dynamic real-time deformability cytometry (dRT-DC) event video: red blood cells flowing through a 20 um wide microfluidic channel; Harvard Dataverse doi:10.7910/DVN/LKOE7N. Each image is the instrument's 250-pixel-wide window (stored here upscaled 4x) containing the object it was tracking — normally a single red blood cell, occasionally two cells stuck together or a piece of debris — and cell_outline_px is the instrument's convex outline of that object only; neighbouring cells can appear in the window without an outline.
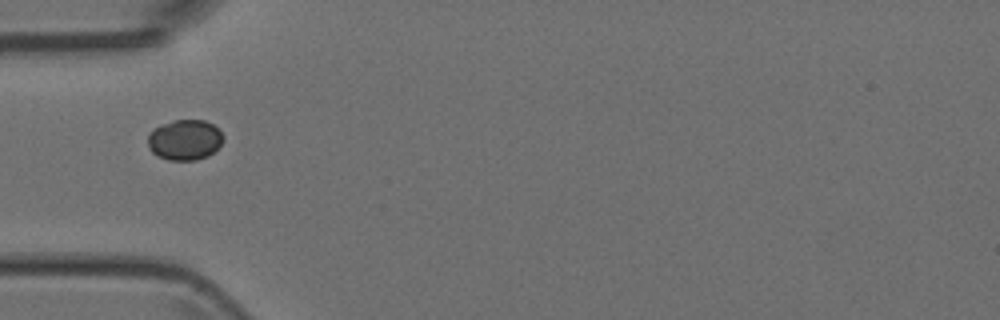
{"species": "Egyptian fruit bat (a non-hibernating species)", "species_latin": "Rousettus aegyptiacus", "temperature_condition": "room temperature", "stored_images_in_passage": 3, "camera_frame_rate_fps": 3000, "um_per_image_px": 0.085, "animal": {"sex": "female"}, "frame": {"image": 1, "passage_image": 1, "time_ms": 0.0, "image_size_px": [1000, 320], "cell_outline_px": [[224, 136], [220, 144], [208, 156], [196, 160], [168, 160], [156, 156], [148, 148], [148, 136], [156, 128], [172, 120], [204, 120], [220, 128]], "centroid_in_image_um": [15.72, 11.89], "position_along_channel_um": 69.3, "area_um2": 17.74}}
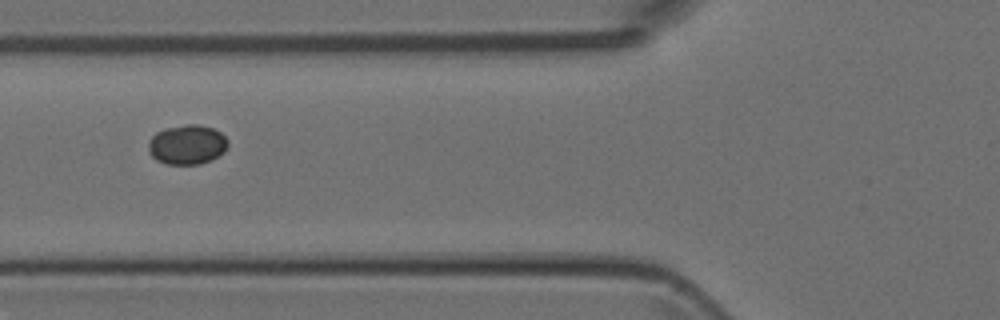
{"frame": {"image": 2, "passage_image": 2, "time_ms": 1.0, "image_size_px": [1000, 320], "cell_outline_px": [[228, 148], [224, 152], [212, 160], [200, 164], [168, 164], [156, 160], [148, 152], [148, 140], [156, 132], [164, 128], [184, 124], [196, 124], [212, 128], [220, 132], [228, 140]], "centroid_in_image_um": [15.9, 12.29], "position_along_channel_um": 109.9, "area_um2": 18.61}}
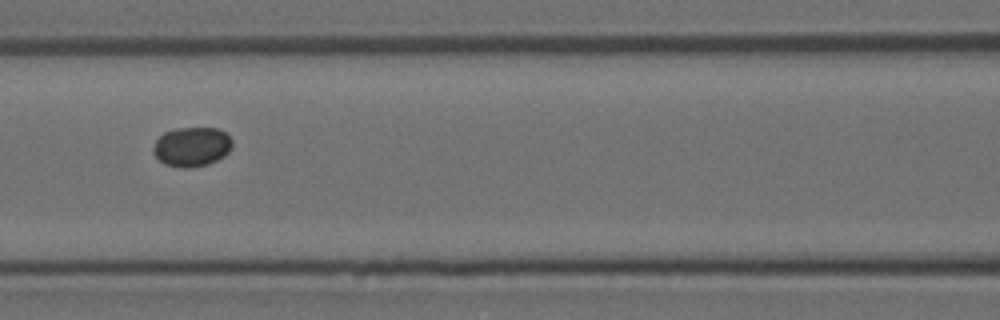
{"frame": {"image": 3, "passage_image": 3, "time_ms": 2.0, "image_size_px": [1000, 320], "cell_outline_px": [[232, 148], [224, 156], [208, 164], [188, 168], [180, 168], [164, 164], [152, 152], [152, 148], [156, 140], [164, 132], [176, 128], [216, 128], [224, 132], [232, 140]], "centroid_in_image_um": [16.29, 12.48], "position_along_channel_um": 150.3, "area_um2": 18.21}}